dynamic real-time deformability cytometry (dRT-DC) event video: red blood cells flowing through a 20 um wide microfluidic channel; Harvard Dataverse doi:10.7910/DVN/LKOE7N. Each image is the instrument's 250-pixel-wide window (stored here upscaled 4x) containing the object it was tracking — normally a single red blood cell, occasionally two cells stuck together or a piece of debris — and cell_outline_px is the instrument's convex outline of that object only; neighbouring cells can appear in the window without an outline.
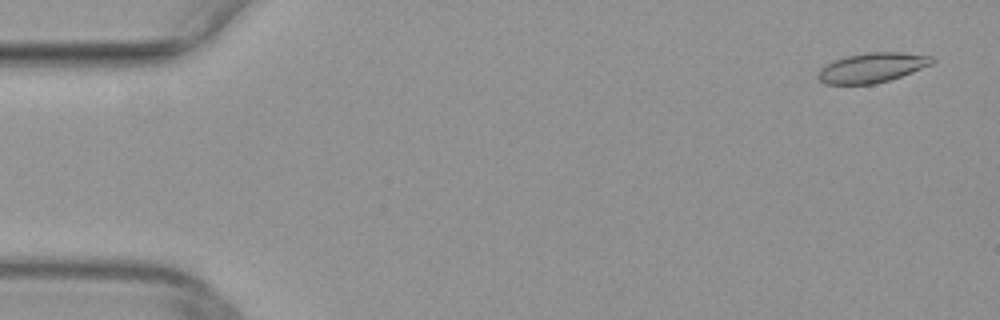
{"species": "common noctule bat (a hibernating species)", "species_latin": "Nyctalus noctula", "temperature_condition": "warm", "stored_images_in_passage": 12, "camera_frame_rate_fps": 3000, "um_per_image_px": 0.085, "animal": {"sex": "female", "body_mass_g": 29.2, "forearm_length_mm": 56.3}, "frame": {"image": 1, "passage_image": 3, "time_ms": 0.667, "image_size_px": [1000, 320], "cell_outline_px": [[936, 60], [932, 64], [912, 72], [888, 80], [872, 84], [824, 84], [816, 76], [820, 68], [824, 64], [832, 60], [844, 56], [864, 52], [900, 52], [932, 56]], "centroid_in_image_um": [74.08, 5.73], "position_along_channel_um": 10.9, "area_um2": 19.94}}